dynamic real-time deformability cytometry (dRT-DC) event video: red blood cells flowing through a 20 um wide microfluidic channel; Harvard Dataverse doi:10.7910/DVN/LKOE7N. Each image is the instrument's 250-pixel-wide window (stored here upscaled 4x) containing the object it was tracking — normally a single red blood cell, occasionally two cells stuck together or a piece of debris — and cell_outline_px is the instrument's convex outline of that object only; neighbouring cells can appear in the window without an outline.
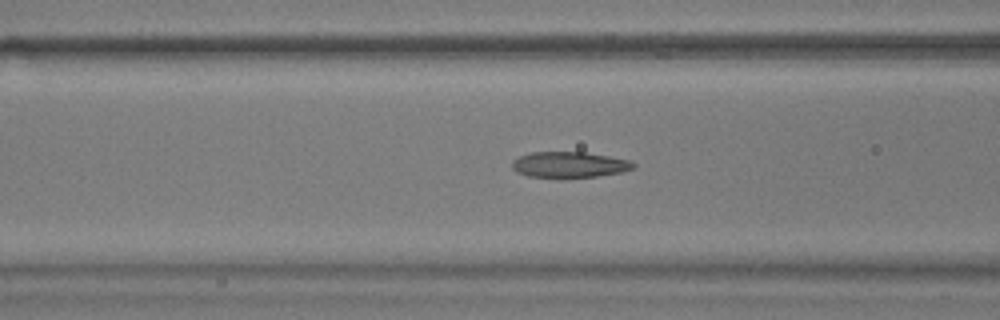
{"species": "common noctule bat (a hibernating species)", "species_latin": "Nyctalus noctula", "temperature_condition": "warm", "stored_images_in_passage": 43, "camera_frame_rate_fps": 3000, "um_per_image_px": 0.085, "animal": {"sex": "male", "body_mass_g": 17.9}, "frame": {"image": 1, "passage_image": 11, "time_ms": 3.333, "image_size_px": [1000, 320], "cell_outline_px": [[636, 168], [620, 172], [596, 176], [560, 180], [528, 176], [516, 172], [512, 168], [512, 160], [520, 156], [532, 152], [584, 152], [608, 156], [628, 160], [636, 164]], "centroid_in_image_um": [48.35, 14.03], "position_along_channel_um": 118.2, "area_um2": 18.79}}
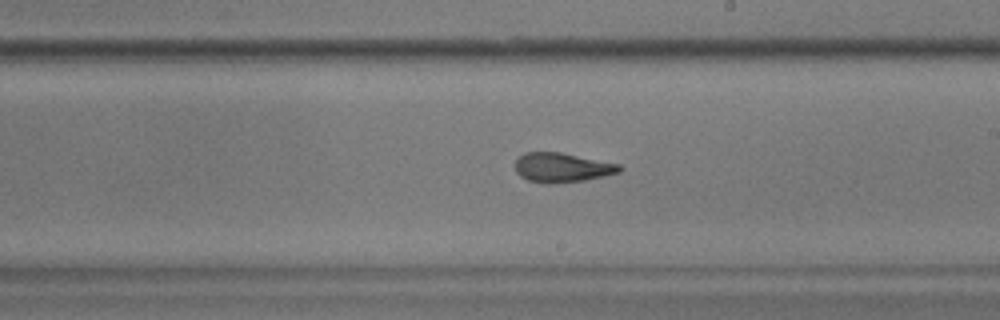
{"frame": {"image": 2, "passage_image": 21, "time_ms": 6.667, "image_size_px": [1000, 320], "cell_outline_px": [[624, 168], [620, 172], [604, 176], [584, 180], [552, 184], [544, 184], [528, 180], [520, 176], [516, 172], [516, 160], [524, 152], [560, 152], [620, 164]], "centroid_in_image_um": [47.78, 14.25], "position_along_channel_um": 241.2, "area_um2": 17.98}}
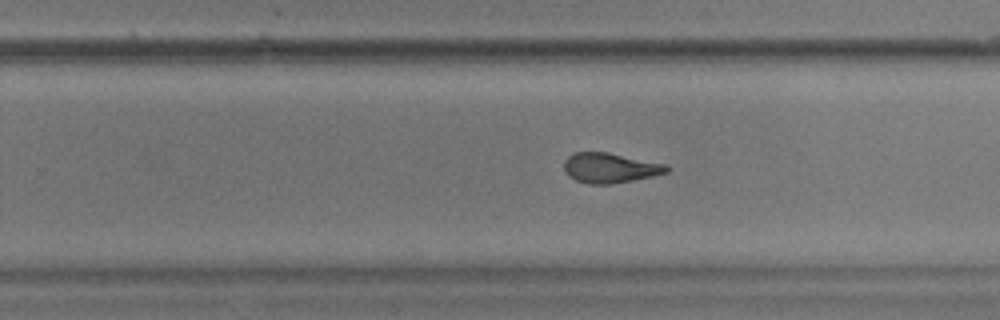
{"frame": {"image": 3, "passage_image": 24, "time_ms": 7.667, "image_size_px": [1000, 320], "cell_outline_px": [[668, 172], [652, 176], [632, 180], [608, 184], [588, 184], [576, 180], [568, 176], [564, 172], [564, 160], [568, 156], [576, 152], [608, 152], [664, 164], [668, 168]], "centroid_in_image_um": [51.79, 14.27], "position_along_channel_um": 278.0, "area_um2": 17.74}, "authors_computed_cell_mechanics": {"area_um2": 18.3804, "velocity_mm_per_s": 3.6894, "shape_relaxation_time_tau1_ms": 5.2941, "shape_relaxation_time_tau2_ms": 1.9086, "deformation_change_tau1": 0.1749, "deformation_change_tau2": 0.1045}}